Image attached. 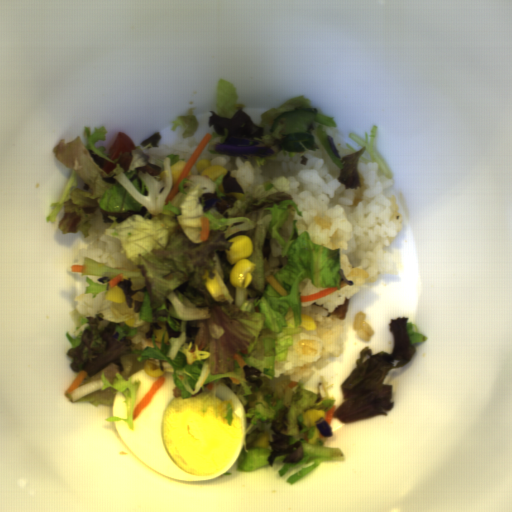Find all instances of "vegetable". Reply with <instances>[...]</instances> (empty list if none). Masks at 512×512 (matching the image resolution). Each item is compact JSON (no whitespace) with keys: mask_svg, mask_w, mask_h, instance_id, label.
Listing matches in <instances>:
<instances>
[{"mask_svg":"<svg viewBox=\"0 0 512 512\" xmlns=\"http://www.w3.org/2000/svg\"><path fill=\"white\" fill-rule=\"evenodd\" d=\"M244 105L238 104L236 90L233 85L224 79H218L215 97V109L210 110L211 116L207 118L209 127H213L211 138L208 142L210 154H220L216 151L217 144L229 146H256L268 147L274 154L269 157H260L255 154L226 155L240 159L253 161L262 166L266 159L277 157L282 154L296 155L304 154L306 151L320 149L316 144L314 136L319 140L325 151L328 153L334 164L339 169L338 181L345 185L346 189H356L362 185L358 172V163H369L375 161L382 174L393 178L392 172L376 152L373 143L378 126L375 124L370 134L365 132V140L350 133V139L362 146L355 151L349 143L351 154L338 158L330 147L328 133L324 127H334L337 122L335 118L315 108L310 99L298 95L281 105L270 109L262 114L261 123L255 124L250 116L243 111ZM303 110L311 112L314 117L306 132L296 134H280L283 125L271 130L273 119L278 115L292 110Z\"/></svg>","mask_w":512,"mask_h":512,"instance_id":"ea0f7189","label":"vegetable"},{"mask_svg":"<svg viewBox=\"0 0 512 512\" xmlns=\"http://www.w3.org/2000/svg\"><path fill=\"white\" fill-rule=\"evenodd\" d=\"M199 121L194 115H178L171 122V131L175 132L177 127L184 129L180 137L188 138L197 132Z\"/></svg>","mask_w":512,"mask_h":512,"instance_id":"96ceb2fe","label":"vegetable"},{"mask_svg":"<svg viewBox=\"0 0 512 512\" xmlns=\"http://www.w3.org/2000/svg\"><path fill=\"white\" fill-rule=\"evenodd\" d=\"M106 133L104 126H84L85 144L78 135L66 144L60 139L52 150L71 172L46 222L55 223L62 209L60 233L79 231L86 238L100 211L104 235L115 238L133 263V269H118L83 258L81 275L88 285L70 313L75 331L65 337L69 367L87 374L65 396L96 407L113 405L115 394H124L127 419L112 415L106 422H125L132 430L140 383L131 375L150 362L172 373L175 399L201 398V412L214 409L225 426L233 424V405L231 397L216 404L218 381L234 391L245 418L237 471L282 460V477L314 462L287 479L292 485L322 463L345 461L340 447H326L316 424L303 422L308 410L334 407L333 384L320 376L316 393L302 382L292 388L286 373L275 377L276 363L288 359L293 335L303 330L302 281L336 290L353 286L341 268L340 249L318 245L308 231L298 236L297 220L288 242L281 239L291 213L303 217L284 176L247 192L229 170L209 179L191 168L166 204L175 187L170 168L188 161L172 153L164 159L150 155L161 131L111 160L109 149L95 147ZM201 217L209 219L206 242L200 240ZM242 235L253 242L247 259L255 264L252 284L244 289L231 285L234 264L225 251L229 239ZM206 270L209 278L217 271L228 300H213L204 287ZM121 273L125 303L106 301L108 281ZM235 353L245 366L237 364Z\"/></svg>","mask_w":512,"mask_h":512,"instance_id":"add77e79","label":"vegetable"},{"mask_svg":"<svg viewBox=\"0 0 512 512\" xmlns=\"http://www.w3.org/2000/svg\"><path fill=\"white\" fill-rule=\"evenodd\" d=\"M394 337L391 354L376 352L368 346L360 352L356 367L340 385L342 402L333 418L340 423H350L369 417H384L390 413L393 385L385 382L393 368L409 363L416 351L414 343L428 339L417 324L409 318H393L389 324Z\"/></svg>","mask_w":512,"mask_h":512,"instance_id":"f7b5029e","label":"vegetable"}]
</instances>
